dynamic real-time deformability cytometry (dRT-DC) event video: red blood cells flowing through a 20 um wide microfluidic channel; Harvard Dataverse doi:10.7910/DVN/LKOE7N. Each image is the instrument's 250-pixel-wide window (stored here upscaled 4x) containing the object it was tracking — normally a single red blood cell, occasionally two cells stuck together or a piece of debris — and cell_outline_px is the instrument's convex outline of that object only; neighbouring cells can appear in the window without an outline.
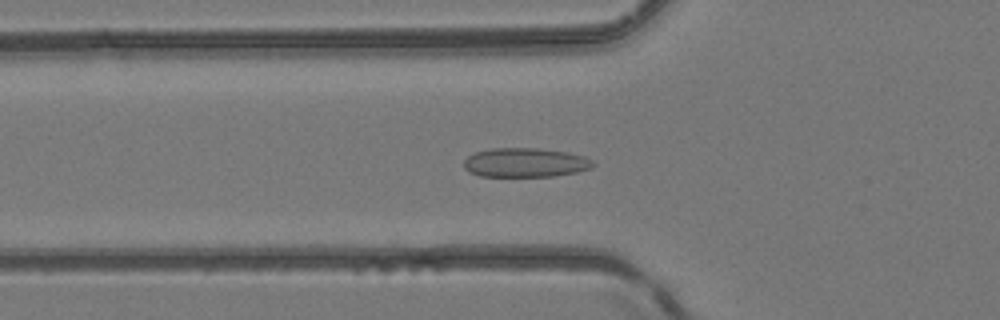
{"species": "common noctule bat (a hibernating species)", "species_latin": "Nyctalus noctula", "temperature_condition": "room temperature", "stored_images_in_passage": 26, "camera_frame_rate_fps": 3000, "um_per_image_px": 0.085, "animal": {"sex": "female", "body_mass_g": 24.6, "forearm_length_mm": 56.2}, "frame": {"image": 1, "passage_image": 5, "time_ms": 1.333, "image_size_px": [1000, 320], "cell_outline_px": [[596, 164], [592, 168], [576, 172], [552, 176], [480, 176], [468, 172], [464, 168], [464, 160], [468, 156], [476, 152], [492, 148], [536, 148], [568, 152], [584, 156], [592, 160]], "centroid_in_image_um": [44.65, 13.82], "position_along_channel_um": 81.1, "area_um2": 22.02}}
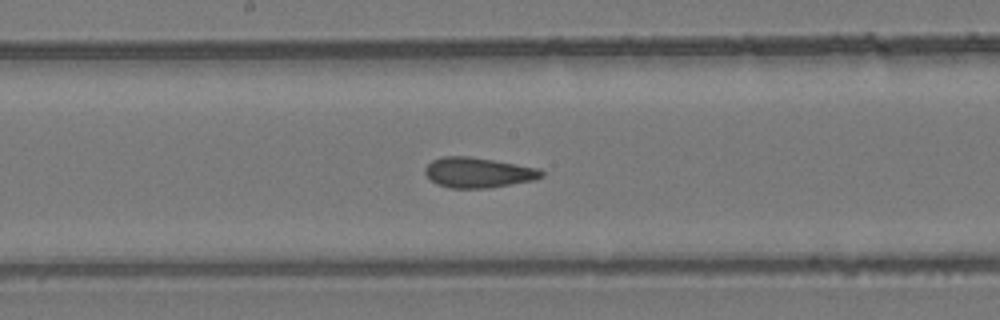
{"frame": {"image": 2, "passage_image": 14, "time_ms": 4.333, "image_size_px": [1000, 320], "cell_outline_px": [[544, 176], [536, 180], [488, 188], [448, 188], [436, 184], [424, 172], [424, 168], [432, 160], [444, 156], [468, 156], [540, 168], [544, 172]], "centroid_in_image_um": [40.66, 14.67], "position_along_channel_um": 207.5, "area_um2": 20.58}}
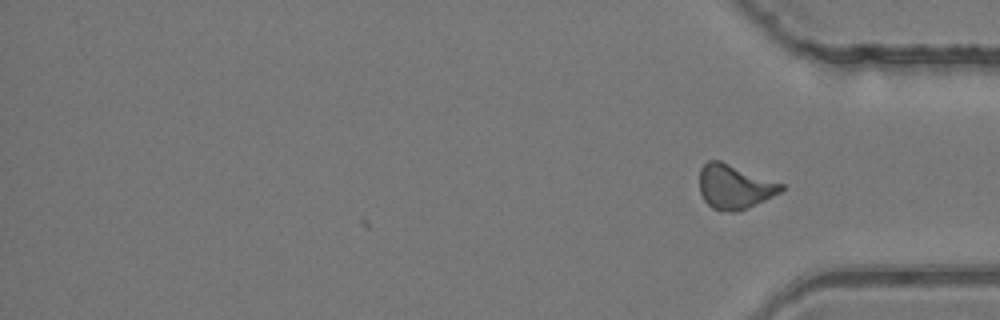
{"frame": {"image": 3, "passage_image": 26, "time_ms": 8.333, "image_size_px": [1000, 320], "cell_outline_px": [[784, 188], [780, 192], [764, 200], [744, 208], [732, 212], [728, 212], [712, 208], [704, 200], [700, 192], [700, 168], [708, 160], [720, 160], [784, 184]], "centroid_in_image_um": [62.4, 15.85], "position_along_channel_um": 372.8, "area_um2": 20.81}, "authors_computed_cell_mechanics": {"area_um2": 20.5768, "velocity_mm_per_s": 4.18, "shape_relaxation_time_tau1_ms": null, "shape_relaxation_time_tau2_ms": 1.7158, "deformation_change_tau1": null, "deformation_change_tau2": 0.0746}}